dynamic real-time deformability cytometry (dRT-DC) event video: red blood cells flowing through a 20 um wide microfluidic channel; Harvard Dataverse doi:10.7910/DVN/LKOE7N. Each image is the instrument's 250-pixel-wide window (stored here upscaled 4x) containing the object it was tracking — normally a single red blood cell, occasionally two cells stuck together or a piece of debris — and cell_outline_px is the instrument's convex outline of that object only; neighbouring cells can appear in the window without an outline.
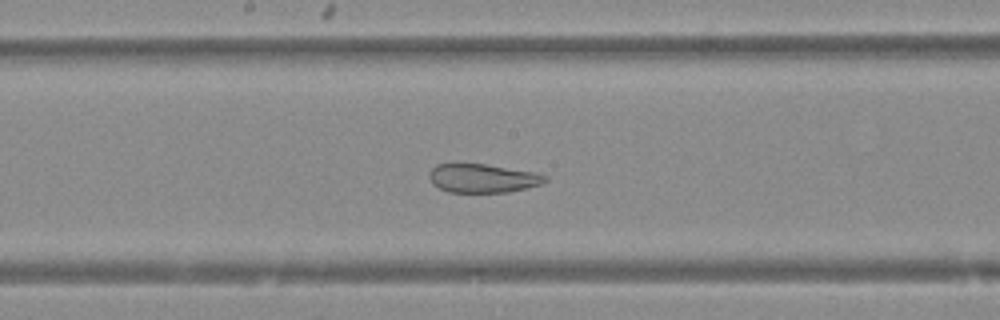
{"species": "Egyptian fruit bat (a non-hibernating species)", "species_latin": "Rousettus aegyptiacus", "temperature_condition": "warm", "stored_images_in_passage": 51, "camera_frame_rate_fps": 3000, "um_per_image_px": 0.085, "animal": {"sex": "female"}, "frame": {"image": 1, "passage_image": 27, "time_ms": 8.667, "image_size_px": [1000, 320], "cell_outline_px": [[548, 180], [540, 184], [528, 188], [508, 192], [448, 192], [432, 184], [428, 176], [428, 172], [436, 164], [484, 164], [540, 172], [548, 176]], "centroid_in_image_um": [41.06, 15.15], "position_along_channel_um": 207.1, "area_um2": 19.65}}
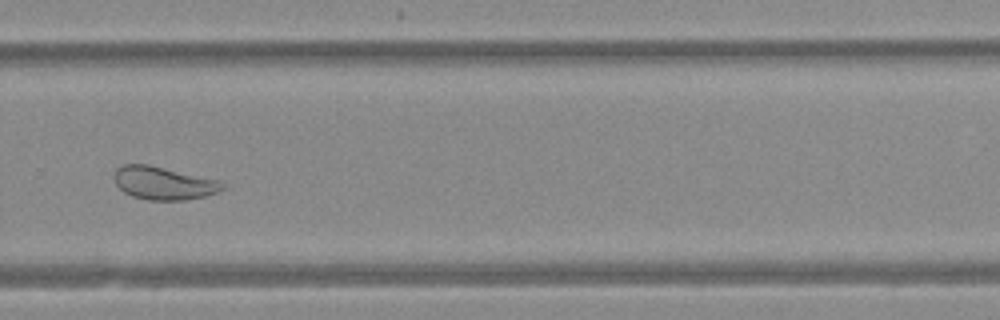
{"frame": {"image": 2, "passage_image": 35, "time_ms": 11.333, "image_size_px": [1000, 320], "cell_outline_px": [[224, 188], [216, 192], [204, 196], [188, 200], [148, 200], [132, 196], [124, 192], [116, 184], [112, 176], [116, 168], [124, 164], [148, 164], [220, 180], [224, 184]], "centroid_in_image_um": [13.87, 15.56], "position_along_channel_um": 315.9, "area_um2": 20.92}}
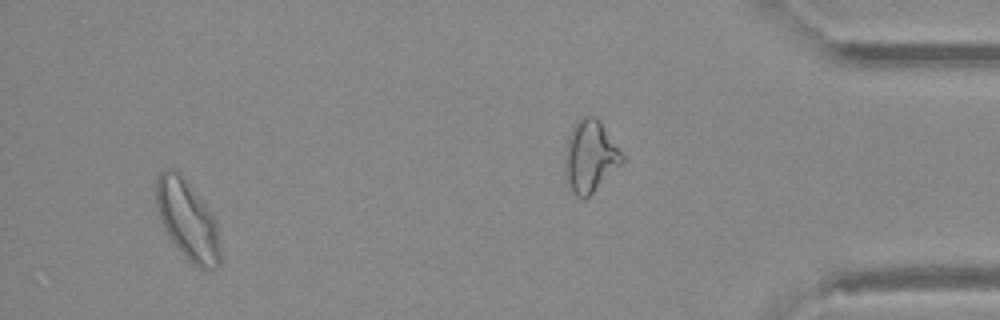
{"frame": {"image": 3, "passage_image": 48, "time_ms": 15.667, "image_size_px": [1000, 320], "cell_outline_px": [[220, 264], [216, 268], [200, 268], [192, 264], [188, 260], [168, 236], [160, 220], [156, 204], [156, 176], [164, 168], [172, 168], [180, 172], [212, 212], [216, 220], [220, 244]], "centroid_in_image_um": [15.93, 18.67], "position_along_channel_um": 419.3, "area_um2": 29.94}}